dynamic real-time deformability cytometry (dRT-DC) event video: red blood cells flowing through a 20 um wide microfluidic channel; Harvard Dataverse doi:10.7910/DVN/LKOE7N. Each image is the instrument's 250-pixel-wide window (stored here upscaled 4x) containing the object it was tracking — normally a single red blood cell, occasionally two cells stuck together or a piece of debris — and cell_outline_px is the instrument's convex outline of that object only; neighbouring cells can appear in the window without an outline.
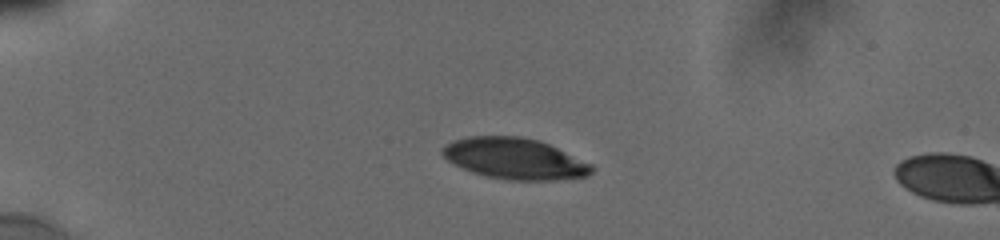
{"species": "human", "species_latin": "Homo sapiens", "temperature_condition": "cold", "stored_images_in_passage": 5, "camera_frame_rate_fps": 3000, "um_per_image_px": 0.085, "donor": {"sex": "male"}, "frame": {"image": 1, "passage_image": 1, "time_ms": 0.0, "image_size_px": [1000, 240], "cell_outline_px": [[592, 172], [588, 176], [556, 180], [508, 180], [488, 176], [472, 172], [448, 160], [440, 152], [440, 148], [444, 144], [452, 140], [468, 136], [520, 136], [536, 140], [548, 144], [592, 164]], "centroid_in_image_um": [43.72, 13.48], "position_along_channel_um": 41.3, "area_um2": 35.55}}